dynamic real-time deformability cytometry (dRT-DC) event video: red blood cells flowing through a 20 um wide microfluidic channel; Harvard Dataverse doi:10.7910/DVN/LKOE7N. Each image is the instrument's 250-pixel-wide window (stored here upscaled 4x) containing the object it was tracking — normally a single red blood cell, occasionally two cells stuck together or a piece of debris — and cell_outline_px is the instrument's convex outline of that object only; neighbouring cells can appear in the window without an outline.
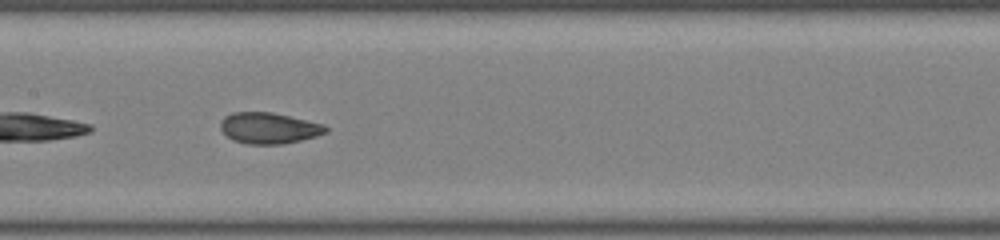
{"species": "common noctule bat (a hibernating species)", "species_latin": "Nyctalus noctula", "temperature_condition": "room temperature", "stored_images_in_passage": 32, "camera_frame_rate_fps": 3000, "um_per_image_px": 0.085, "animal": {"sex": "male", "body_mass_g": 19.0, "forearm_length_mm": 50.8}, "frame": {"image": 1, "passage_image": 10, "time_ms": 3.0, "image_size_px": [1000, 240], "cell_outline_px": [[328, 132], [316, 136], [284, 144], [248, 144], [232, 140], [220, 128], [220, 120], [224, 116], [232, 112], [272, 112], [324, 124], [328, 128]], "centroid_in_image_um": [22.85, 10.88], "position_along_channel_um": 184.6, "area_um2": 19.13}}
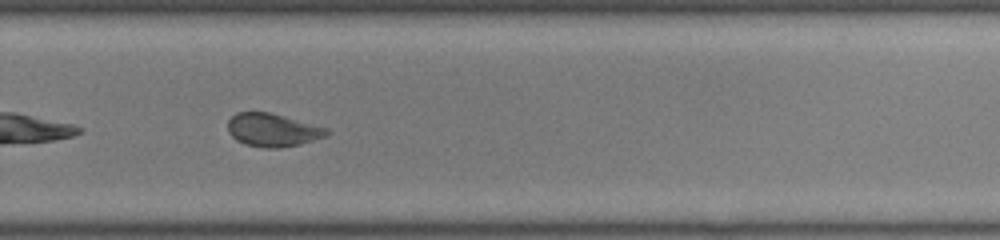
{"frame": {"image": 2, "passage_image": 19, "time_ms": 6.0, "image_size_px": [1000, 240], "cell_outline_px": [[332, 132], [328, 136], [300, 144], [280, 148], [260, 148], [244, 144], [236, 140], [228, 132], [228, 120], [236, 112], [268, 112], [328, 128]], "centroid_in_image_um": [23.18, 11.07], "position_along_channel_um": 306.6, "area_um2": 19.25}, "authors_computed_cell_mechanics": {"area_um2": 19.2474, "velocity_mm_per_s": 4.078, "shape_relaxation_time_tau1_ms": null, "shape_relaxation_time_tau2_ms": 1.5036, "deformation_change_tau1": null, "deformation_change_tau2": 0.0769}}